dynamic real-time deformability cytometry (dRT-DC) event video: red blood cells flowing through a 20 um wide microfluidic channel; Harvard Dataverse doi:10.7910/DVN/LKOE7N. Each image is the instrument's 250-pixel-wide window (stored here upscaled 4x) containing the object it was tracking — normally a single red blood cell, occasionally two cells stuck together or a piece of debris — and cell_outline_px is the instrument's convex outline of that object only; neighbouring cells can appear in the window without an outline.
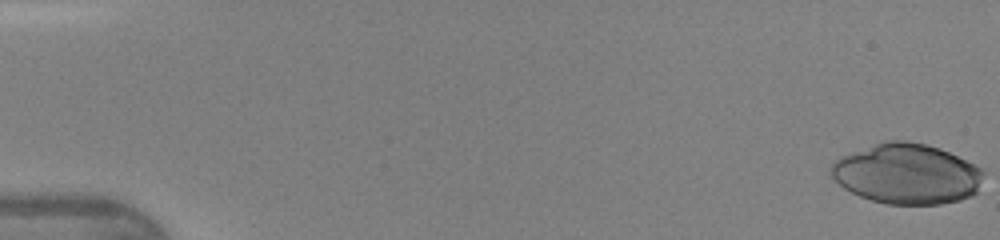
{"species": "human", "species_latin": "Homo sapiens", "temperature_condition": "warm", "stored_images_in_passage": 16, "camera_frame_rate_fps": 3000, "um_per_image_px": 0.085, "donor": {"sex": "female"}, "frame": {"image": 1, "passage_image": 1, "time_ms": 0.0, "image_size_px": [1000, 240], "cell_outline_px": [[984, 172], [980, 192], [972, 196], [960, 200], [940, 204], [888, 204], [872, 200], [860, 196], [844, 188], [828, 172], [828, 168], [840, 156], [884, 140], [908, 140], [928, 144], [940, 148], [980, 168]], "centroid_in_image_um": [77.09, 14.77], "position_along_channel_um": 7.9, "area_um2": 53.87}}